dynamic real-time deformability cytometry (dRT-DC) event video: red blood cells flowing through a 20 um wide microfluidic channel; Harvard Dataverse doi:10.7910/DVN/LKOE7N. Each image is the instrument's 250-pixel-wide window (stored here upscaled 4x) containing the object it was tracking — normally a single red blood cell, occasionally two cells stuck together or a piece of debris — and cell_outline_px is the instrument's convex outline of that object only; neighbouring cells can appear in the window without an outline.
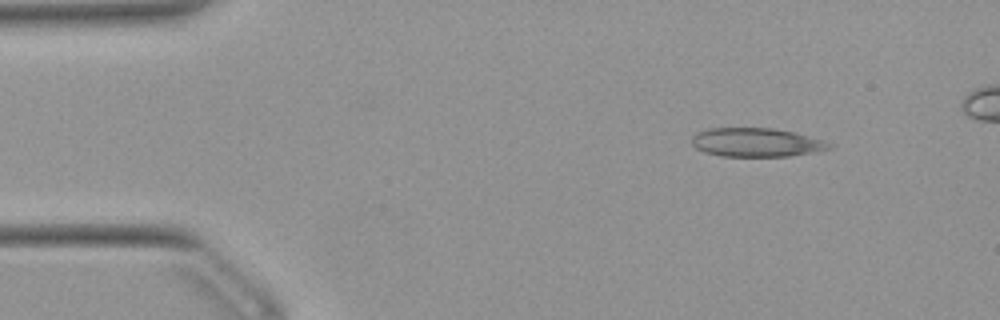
{"species": "Egyptian fruit bat (a non-hibernating species)", "species_latin": "Rousettus aegyptiacus", "temperature_condition": "warm", "stored_images_in_passage": 42, "camera_frame_rate_fps": 3000, "um_per_image_px": 0.085, "animal": {"sex": "female"}, "frame": {"image": 1, "passage_image": 1, "time_ms": 0.0, "image_size_px": [1000, 320], "cell_outline_px": [[836, 144], [832, 148], [820, 152], [788, 156], [720, 156], [704, 152], [696, 148], [692, 144], [692, 136], [696, 132], [708, 128], [772, 128], [796, 132], [824, 140]], "centroid_in_image_um": [64.35, 12.1], "position_along_channel_um": 20.6, "area_um2": 23.47}}
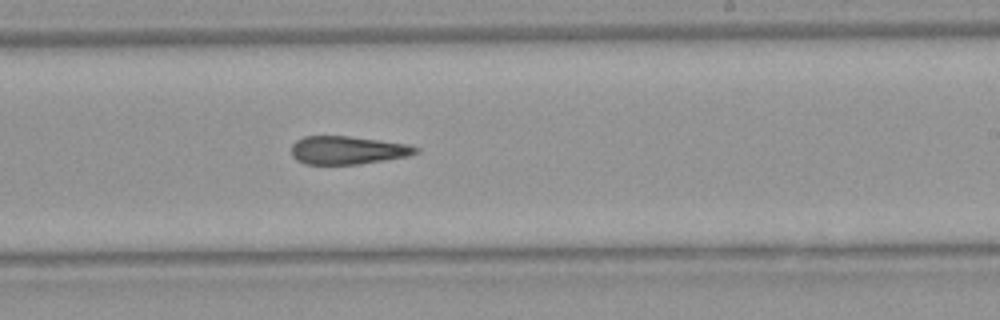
{"frame": {"image": 2, "passage_image": 25, "time_ms": 8.0, "image_size_px": [1000, 320], "cell_outline_px": [[420, 152], [408, 156], [360, 164], [304, 164], [296, 160], [292, 156], [292, 144], [296, 140], [304, 136], [348, 136], [380, 140], [408, 144], [420, 148]], "centroid_in_image_um": [29.55, 12.76], "position_along_channel_um": 259.4, "area_um2": 20.52}}
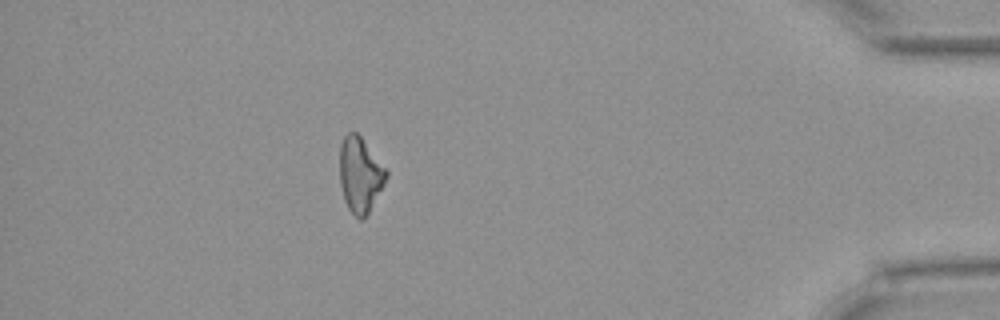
{"frame": {"image": 3, "passage_image": 40, "time_ms": 13.0, "image_size_px": [1000, 320], "cell_outline_px": [[388, 176], [364, 220], [360, 220], [348, 208], [344, 200], [340, 184], [340, 144], [344, 136], [348, 132], [356, 132], [360, 136], [388, 172]], "centroid_in_image_um": [30.59, 14.86], "position_along_channel_um": 404.6, "area_um2": 20.11}, "authors_computed_cell_mechanics": {"area_um2": 21.3282, "velocity_mm_per_s": 3.9478, "shape_relaxation_time_tau1_ms": null, "shape_relaxation_time_tau2_ms": 6.8893, "deformation_change_tau1": null, "deformation_change_tau2": 0.2036}}